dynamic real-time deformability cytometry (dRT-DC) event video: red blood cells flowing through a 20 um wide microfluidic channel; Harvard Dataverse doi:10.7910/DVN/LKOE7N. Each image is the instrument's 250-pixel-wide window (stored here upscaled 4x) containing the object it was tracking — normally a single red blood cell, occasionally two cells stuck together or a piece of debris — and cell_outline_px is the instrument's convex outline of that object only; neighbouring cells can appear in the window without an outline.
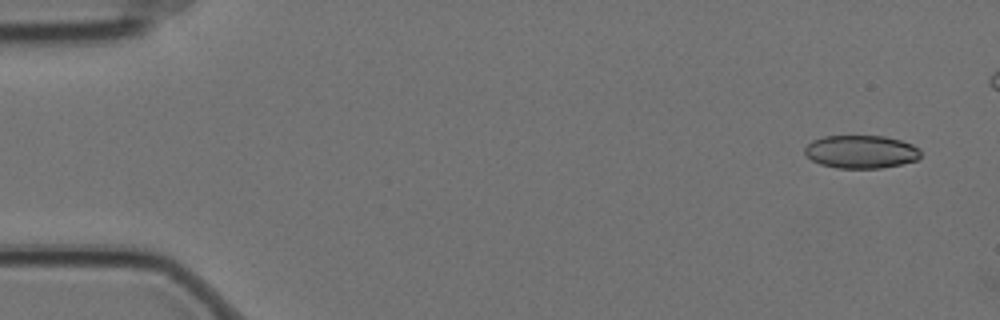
{"species": "Egyptian fruit bat (a non-hibernating species)", "species_latin": "Rousettus aegyptiacus", "temperature_condition": "cold", "stored_images_in_passage": 2, "camera_frame_rate_fps": 3000, "um_per_image_px": 0.085, "animal": {"sex": "female"}, "frame": {"image": 1, "passage_image": 1, "time_ms": 0.0, "image_size_px": [1000, 320], "cell_outline_px": [[920, 156], [916, 160], [900, 164], [880, 168], [836, 168], [820, 164], [812, 160], [804, 152], [804, 148], [812, 140], [824, 136], [884, 136], [900, 140], [912, 144], [920, 148]], "centroid_in_image_um": [73.18, 12.89], "position_along_channel_um": 11.8, "area_um2": 22.31}}